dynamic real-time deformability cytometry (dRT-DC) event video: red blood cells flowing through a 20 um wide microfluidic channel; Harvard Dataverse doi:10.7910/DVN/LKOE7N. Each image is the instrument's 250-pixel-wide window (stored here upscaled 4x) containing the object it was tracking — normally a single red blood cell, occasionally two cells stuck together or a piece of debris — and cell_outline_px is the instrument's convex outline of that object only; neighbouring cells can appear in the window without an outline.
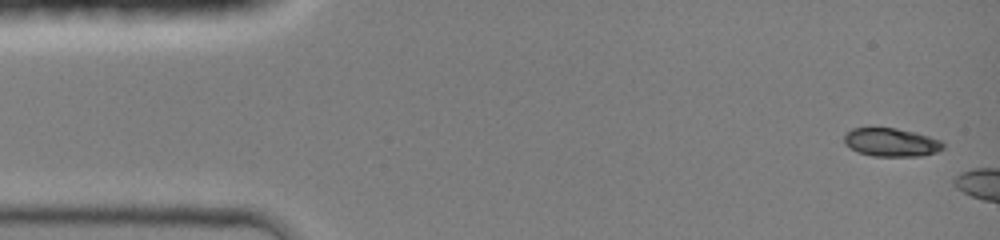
{"species": "common noctule bat (a hibernating species)", "species_latin": "Nyctalus noctula", "temperature_condition": "room temperature", "stored_images_in_passage": 3, "camera_frame_rate_fps": 3000, "um_per_image_px": 0.085, "animal": {"sex": "female", "body_mass_g": 19.0, "forearm_length_mm": 51.5}, "frame": {"image": 1, "passage_image": 1, "time_ms": 0.0, "image_size_px": [1000, 240], "cell_outline_px": [[944, 148], [936, 152], [920, 156], [872, 156], [860, 152], [844, 144], [844, 136], [852, 128], [896, 128], [916, 132], [940, 140], [944, 144]], "centroid_in_image_um": [75.77, 12.09], "position_along_channel_um": 9.2, "area_um2": 16.24}}